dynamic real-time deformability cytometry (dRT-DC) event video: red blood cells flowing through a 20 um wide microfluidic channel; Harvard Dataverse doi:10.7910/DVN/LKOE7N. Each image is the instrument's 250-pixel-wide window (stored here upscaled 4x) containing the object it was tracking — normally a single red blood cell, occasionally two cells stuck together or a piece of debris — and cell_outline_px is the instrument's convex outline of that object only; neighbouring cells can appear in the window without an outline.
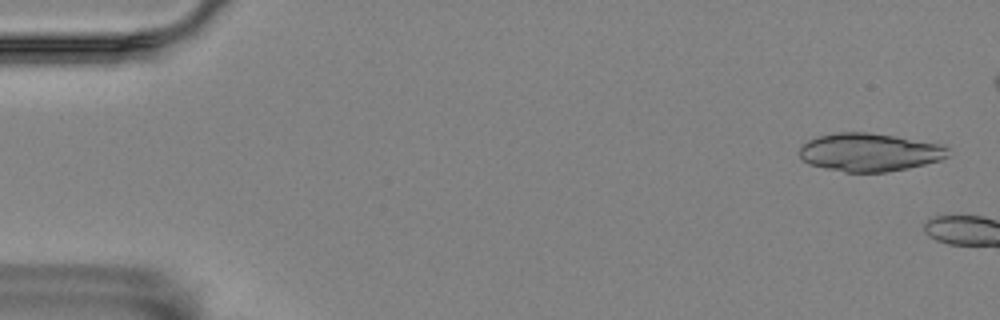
{"species": "Egyptian fruit bat (a non-hibernating species)", "species_latin": "Rousettus aegyptiacus", "temperature_condition": "room temperature", "stored_images_in_passage": 5, "camera_frame_rate_fps": 3000, "um_per_image_px": 0.085, "animal": {"sex": "female"}, "frame": {"image": 1, "passage_image": 2, "time_ms": 0.333, "image_size_px": [1000, 320], "cell_outline_px": [[948, 156], [940, 160], [908, 168], [888, 172], [844, 172], [824, 168], [808, 164], [800, 160], [800, 148], [808, 140], [820, 136], [836, 132], [868, 132], [896, 136], [944, 144], [948, 148]], "centroid_in_image_um": [73.91, 12.94], "position_along_channel_um": 11.1, "area_um2": 33.23}}